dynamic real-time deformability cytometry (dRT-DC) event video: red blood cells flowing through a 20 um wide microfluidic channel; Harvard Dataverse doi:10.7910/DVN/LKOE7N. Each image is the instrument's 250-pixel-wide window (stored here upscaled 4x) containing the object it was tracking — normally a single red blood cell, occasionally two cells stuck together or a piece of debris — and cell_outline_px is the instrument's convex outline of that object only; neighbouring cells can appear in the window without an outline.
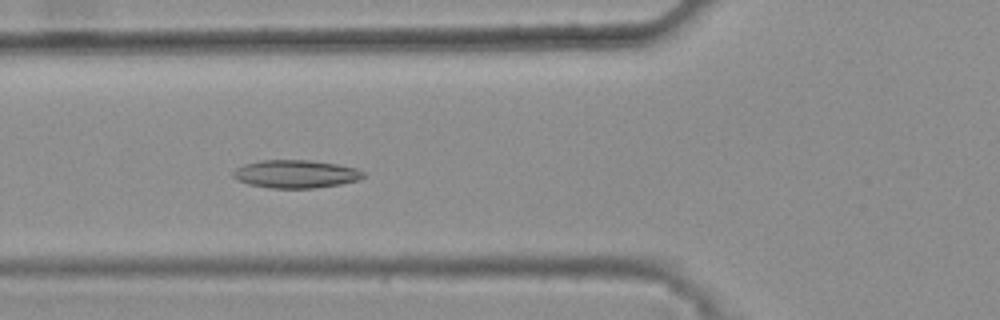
{"species": "common noctule bat (a hibernating species)", "species_latin": "Nyctalus noctula", "temperature_condition": "warm", "stored_images_in_passage": 45, "camera_frame_rate_fps": 3000, "um_per_image_px": 0.085, "animal": {"sex": "female", "body_mass_g": 25.1}, "frame": {"image": 1, "passage_image": 20, "time_ms": 6.333, "image_size_px": [1000, 320], "cell_outline_px": [[368, 176], [360, 180], [340, 184], [312, 188], [272, 188], [248, 184], [236, 180], [232, 176], [232, 172], [236, 168], [244, 164], [260, 160], [308, 160], [336, 164], [356, 168], [364, 172]], "centroid_in_image_um": [25.14, 14.79], "position_along_channel_um": 100.7, "area_um2": 21.39}}
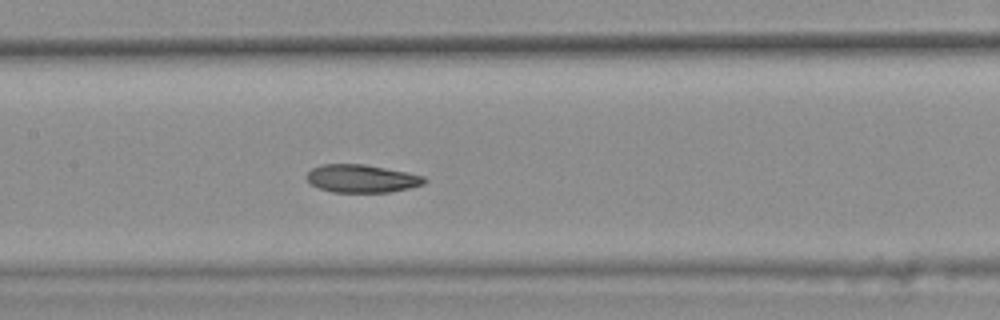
{"frame": {"image": 2, "passage_image": 26, "time_ms": 8.333, "image_size_px": [1000, 320], "cell_outline_px": [[428, 180], [424, 184], [408, 188], [388, 192], [332, 192], [320, 188], [312, 184], [304, 176], [312, 168], [320, 164], [364, 164], [408, 172], [424, 176]], "centroid_in_image_um": [30.75, 15.17], "position_along_channel_um": 176.7, "area_um2": 19.19}}
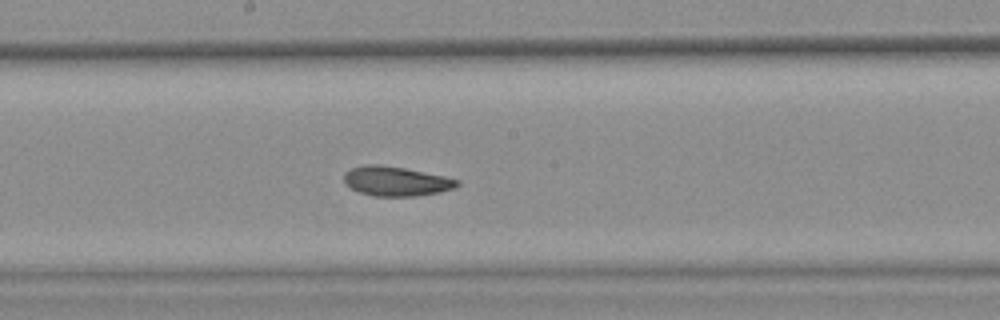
{"frame": {"image": 3, "passage_image": 29, "time_ms": 9.333, "image_size_px": [1000, 320], "cell_outline_px": [[460, 184], [456, 188], [440, 192], [416, 196], [372, 196], [360, 192], [352, 188], [344, 180], [344, 172], [352, 168], [364, 164], [376, 164], [404, 168], [444, 176], [460, 180]], "centroid_in_image_um": [33.69, 15.4], "position_along_channel_um": 214.5, "area_um2": 19.42}, "authors_computed_cell_mechanics": {"area_um2": 19.9988, "velocity_mm_per_s": 3.7972, "shape_relaxation_time_tau1_ms": null, "shape_relaxation_time_tau2_ms": 3.2894, "deformation_change_tau1": null, "deformation_change_tau2": 0.0909}}